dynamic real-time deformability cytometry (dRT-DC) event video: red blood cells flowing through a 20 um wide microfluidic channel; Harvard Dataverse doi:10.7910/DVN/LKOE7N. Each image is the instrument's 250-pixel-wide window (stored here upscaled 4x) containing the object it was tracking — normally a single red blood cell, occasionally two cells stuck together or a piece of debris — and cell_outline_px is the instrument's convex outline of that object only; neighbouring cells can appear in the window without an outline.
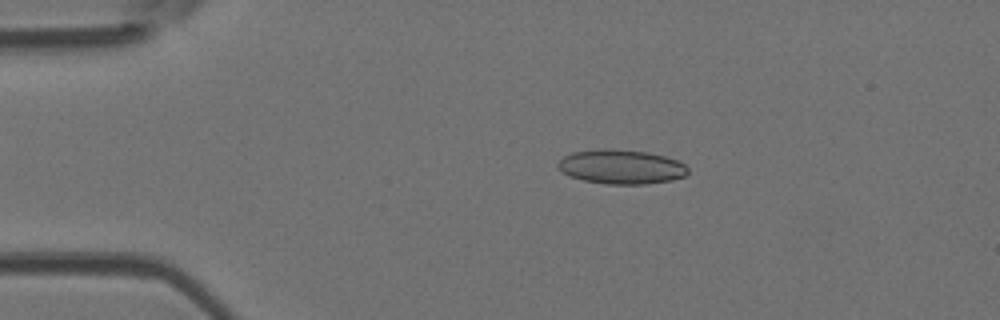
{"species": "Egyptian fruit bat (a non-hibernating species)", "species_latin": "Rousettus aegyptiacus", "temperature_condition": "room temperature", "stored_images_in_passage": 9, "camera_frame_rate_fps": 3000, "um_per_image_px": 0.085, "animal": {"sex": "female"}, "frame": {"image": 1, "passage_image": 9, "time_ms": 2.667, "image_size_px": [1000, 320], "cell_outline_px": [[688, 172], [684, 176], [672, 180], [644, 184], [608, 184], [584, 180], [572, 176], [564, 172], [556, 164], [564, 156], [572, 152], [600, 148], [612, 148], [648, 152], [664, 156], [676, 160], [684, 164], [688, 168]], "centroid_in_image_um": [52.81, 14.16], "position_along_channel_um": 32.2, "area_um2": 25.89}}